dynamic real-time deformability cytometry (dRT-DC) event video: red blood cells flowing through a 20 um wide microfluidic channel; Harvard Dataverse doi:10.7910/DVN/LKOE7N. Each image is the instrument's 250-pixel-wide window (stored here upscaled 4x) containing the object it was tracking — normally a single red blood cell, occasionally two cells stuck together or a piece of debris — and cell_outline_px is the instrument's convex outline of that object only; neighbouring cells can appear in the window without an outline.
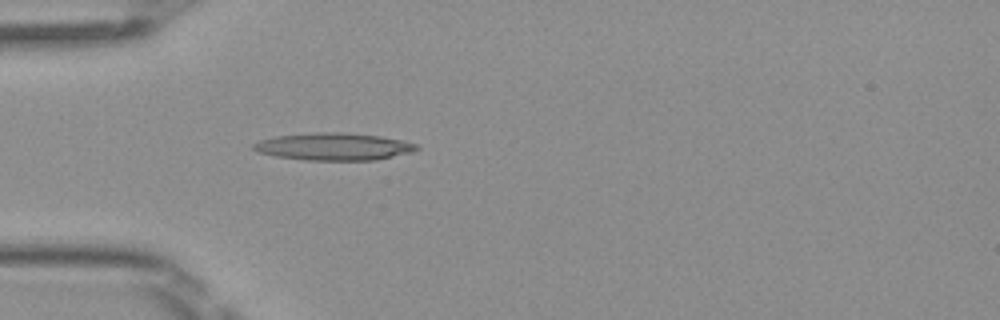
{"species": "Egyptian fruit bat (a non-hibernating species)", "species_latin": "Rousettus aegyptiacus", "temperature_condition": "room temperature", "stored_images_in_passage": 4, "camera_frame_rate_fps": 3000, "um_per_image_px": 0.085, "frame": {"image": 1, "passage_image": 4, "time_ms": 1.0, "image_size_px": [1000, 320], "cell_outline_px": [[420, 148], [412, 152], [376, 160], [304, 160], [276, 156], [260, 152], [252, 148], [252, 144], [260, 140], [276, 136], [316, 132], [340, 132], [380, 136], [400, 140], [416, 144]], "centroid_in_image_um": [28.36, 12.46], "position_along_channel_um": 56.6, "area_um2": 25.84}}